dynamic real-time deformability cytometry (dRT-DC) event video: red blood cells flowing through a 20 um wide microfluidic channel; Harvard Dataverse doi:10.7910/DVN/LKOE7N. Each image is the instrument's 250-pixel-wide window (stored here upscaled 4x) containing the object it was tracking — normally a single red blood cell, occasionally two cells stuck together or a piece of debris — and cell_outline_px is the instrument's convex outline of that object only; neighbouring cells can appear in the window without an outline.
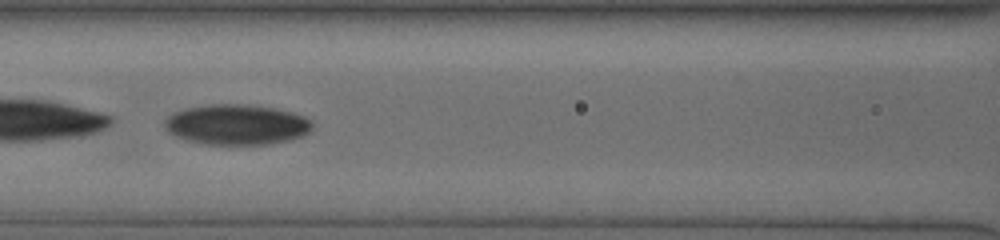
{"species": "human", "species_latin": "Homo sapiens", "temperature_condition": "cold", "stored_images_in_passage": 51, "segment_of_instrument_passage": [2, 2], "camera_frame_rate_fps": 3000, "um_per_image_px": 0.085, "donor": {"sex": "male"}, "frame": {"image": 1, "passage_image": 24, "time_ms": 7.667, "image_size_px": [1000, 240], "cell_outline_px": [[312, 128], [304, 136], [292, 140], [268, 144], [208, 144], [188, 140], [176, 136], [168, 132], [164, 128], [164, 120], [172, 112], [184, 108], [208, 104], [244, 104], [272, 108], [292, 112], [304, 116], [312, 124]], "centroid_in_image_um": [20.09, 10.58], "position_along_channel_um": 146.5, "area_um2": 34.8}}
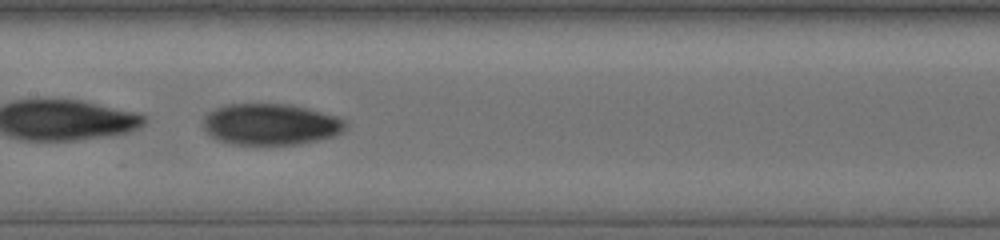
{"frame": {"image": 2, "passage_image": 27, "time_ms": 8.667, "image_size_px": [1000, 240], "cell_outline_px": [[348, 128], [332, 136], [300, 144], [232, 144], [220, 140], [212, 136], [204, 128], [204, 120], [208, 112], [216, 108], [228, 104], [288, 104], [308, 108], [336, 116], [344, 120], [348, 124]], "centroid_in_image_um": [23.03, 10.56], "position_along_channel_um": 184.4, "area_um2": 33.99}}
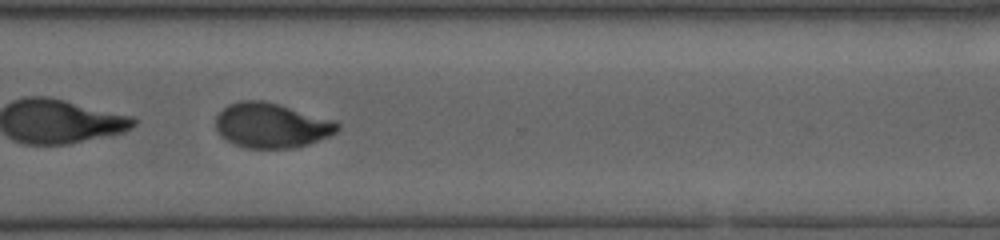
{"frame": {"image": 3, "passage_image": 40, "time_ms": 13.0, "image_size_px": [1000, 240], "cell_outline_px": [[340, 128], [336, 132], [328, 136], [308, 144], [292, 148], [244, 148], [232, 144], [220, 136], [216, 128], [216, 116], [228, 104], [240, 100], [264, 100], [280, 104], [336, 120], [340, 124]], "centroid_in_image_um": [23.07, 10.65], "position_along_channel_um": 347.5, "area_um2": 32.19}}